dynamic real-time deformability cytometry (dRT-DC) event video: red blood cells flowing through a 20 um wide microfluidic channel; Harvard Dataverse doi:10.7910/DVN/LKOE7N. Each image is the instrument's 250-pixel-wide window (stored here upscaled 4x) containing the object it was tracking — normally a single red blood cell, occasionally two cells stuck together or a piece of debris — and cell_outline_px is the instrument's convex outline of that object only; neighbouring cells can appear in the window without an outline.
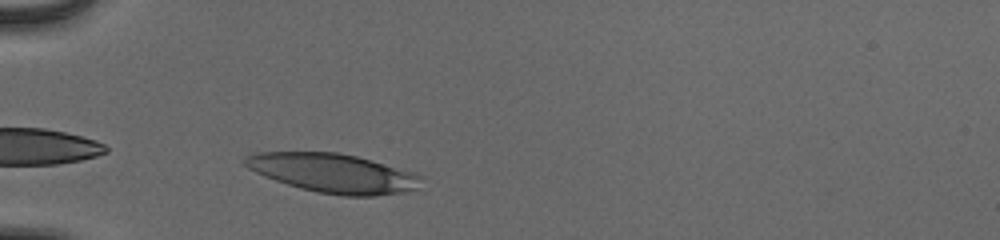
{"species": "human", "species_latin": "Homo sapiens", "temperature_condition": "cold", "stored_images_in_passage": 31, "camera_frame_rate_fps": 3000, "um_per_image_px": 0.085, "donor": {"sex": "male"}, "frame": {"image": 1, "passage_image": 2, "time_ms": 0.333, "image_size_px": [1000, 240], "cell_outline_px": [[420, 176], [416, 188], [400, 192], [376, 196], [344, 196], [316, 192], [300, 188], [264, 176], [248, 168], [244, 164], [244, 156], [256, 152], [336, 152], [356, 156], [372, 160], [416, 172]], "centroid_in_image_um": [28.29, 14.71], "position_along_channel_um": 56.7, "area_um2": 39.88}}
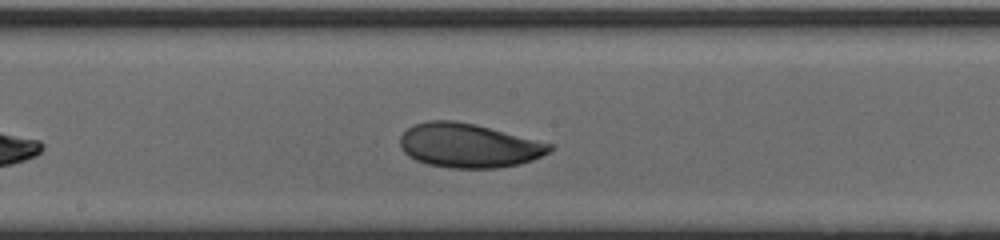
{"frame": {"image": 2, "passage_image": 15, "time_ms": 4.667, "image_size_px": [1000, 240], "cell_outline_px": [[556, 148], [532, 160], [520, 164], [496, 168], [448, 168], [428, 164], [416, 160], [408, 156], [400, 148], [400, 136], [412, 124], [428, 120], [456, 120], [476, 124], [556, 144]], "centroid_in_image_um": [39.85, 12.36], "position_along_channel_um": 208.3, "area_um2": 39.02}}
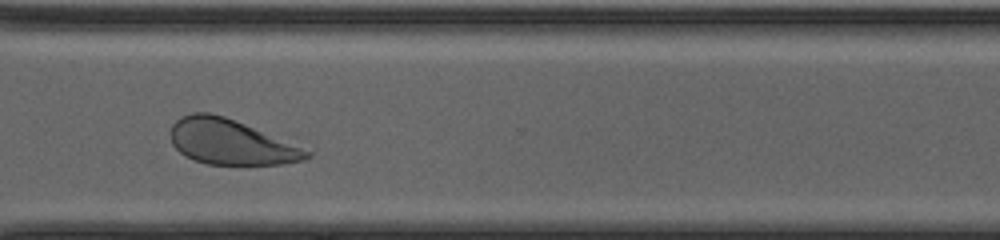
{"frame": {"image": 3, "passage_image": 26, "time_ms": 8.333, "image_size_px": [1000, 240], "cell_outline_px": [[316, 148], [312, 156], [304, 160], [280, 164], [208, 164], [184, 156], [172, 144], [172, 124], [176, 120], [192, 112], [208, 112], [224, 116]], "centroid_in_image_um": [19.82, 12.06], "position_along_channel_um": 350.8, "area_um2": 36.88}, "authors_computed_cell_mechanics": {"area_um2": 38.3792, "velocity_mm_per_s": 3.8635, "shape_relaxation_time_tau1_ms": 3.2754, "shape_relaxation_time_tau2_ms": 4.1207, "deformation_change_tau1": 0.1315, "deformation_change_tau2": 0.1063}}